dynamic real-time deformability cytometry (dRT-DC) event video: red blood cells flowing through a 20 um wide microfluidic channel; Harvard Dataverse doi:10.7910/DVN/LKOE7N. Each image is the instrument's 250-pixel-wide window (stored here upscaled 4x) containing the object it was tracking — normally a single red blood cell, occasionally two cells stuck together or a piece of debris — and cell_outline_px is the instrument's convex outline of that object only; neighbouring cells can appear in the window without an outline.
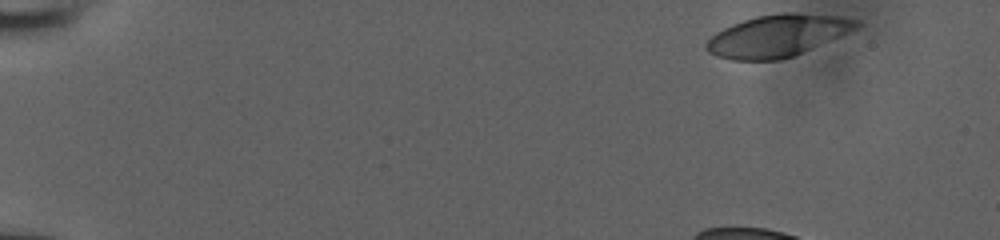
{"species": "human", "species_latin": "Homo sapiens", "temperature_condition": "room temperature", "stored_images_in_passage": 13, "camera_frame_rate_fps": 3000, "um_per_image_px": 0.085, "donor": {"sex": "male"}, "frame": {"image": 1, "passage_image": 1, "time_ms": 0.0, "image_size_px": [1000, 240], "cell_outline_px": [[860, 24], [856, 28], [840, 36], [792, 56], [780, 60], [732, 60], [716, 56], [708, 52], [704, 48], [704, 44], [716, 32], [732, 24], [756, 16], [780, 12], [796, 12], [836, 16], [860, 20]], "centroid_in_image_um": [66.04, 3.03], "position_along_channel_um": 19.0, "area_um2": 36.53}}